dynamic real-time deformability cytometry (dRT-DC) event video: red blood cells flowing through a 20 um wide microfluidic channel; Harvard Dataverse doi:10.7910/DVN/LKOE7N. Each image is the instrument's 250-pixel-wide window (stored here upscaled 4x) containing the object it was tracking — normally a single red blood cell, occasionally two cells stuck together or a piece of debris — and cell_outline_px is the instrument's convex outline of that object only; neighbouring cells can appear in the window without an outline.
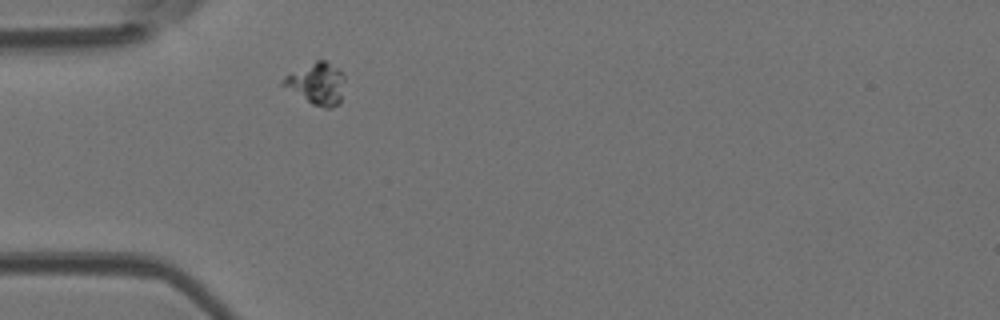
{"species": "Egyptian fruit bat (a non-hibernating species)", "species_latin": "Rousettus aegyptiacus", "temperature_condition": "room temperature", "stored_images_in_passage": 1, "camera_frame_rate_fps": 3000, "um_per_image_px": 0.085, "animal": {"sex": "female"}, "frame": {"image": 1, "passage_image": 1, "time_ms": 0.0, "image_size_px": [1000, 320], "cell_outline_px": [[344, 80], [340, 104], [332, 108], [324, 108], [312, 104], [280, 84], [280, 80], [284, 76], [316, 60], [324, 60], [344, 72]], "centroid_in_image_um": [26.93, 7.11], "position_along_channel_um": 58.1, "area_um2": 14.97}}